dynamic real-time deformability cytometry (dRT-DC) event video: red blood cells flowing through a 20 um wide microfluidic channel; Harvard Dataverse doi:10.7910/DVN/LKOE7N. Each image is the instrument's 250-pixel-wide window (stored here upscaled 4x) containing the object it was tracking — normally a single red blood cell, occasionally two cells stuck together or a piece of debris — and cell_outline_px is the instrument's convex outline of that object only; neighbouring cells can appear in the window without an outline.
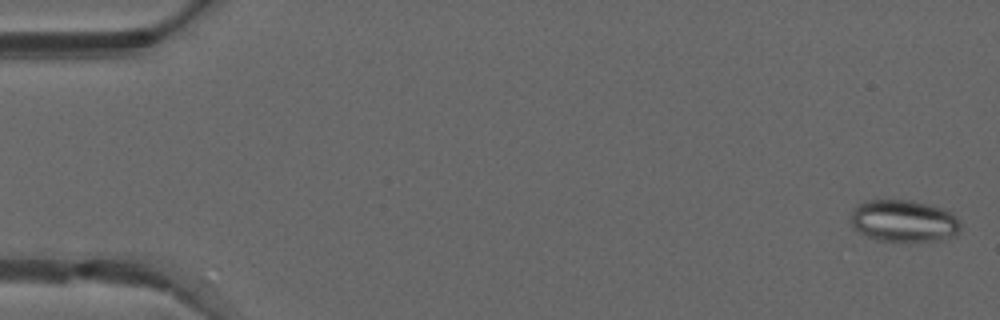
{"species": "common noctule bat (a hibernating species)", "species_latin": "Nyctalus noctula", "temperature_condition": "warm", "stored_images_in_passage": 50, "camera_frame_rate_fps": 3000, "um_per_image_px": 0.085, "animal": {"sex": "male", "forearm_length_mm": 52.5}, "frame": {"image": 1, "passage_image": 1, "time_ms": 0.0, "image_size_px": [1000, 320], "cell_outline_px": [[960, 232], [956, 236], [940, 240], [908, 244], [876, 240], [852, 228], [852, 212], [864, 200], [912, 200], [932, 204], [952, 212], [956, 216], [960, 224]], "centroid_in_image_um": [76.88, 18.82], "position_along_channel_um": 8.1, "area_um2": 27.74}}
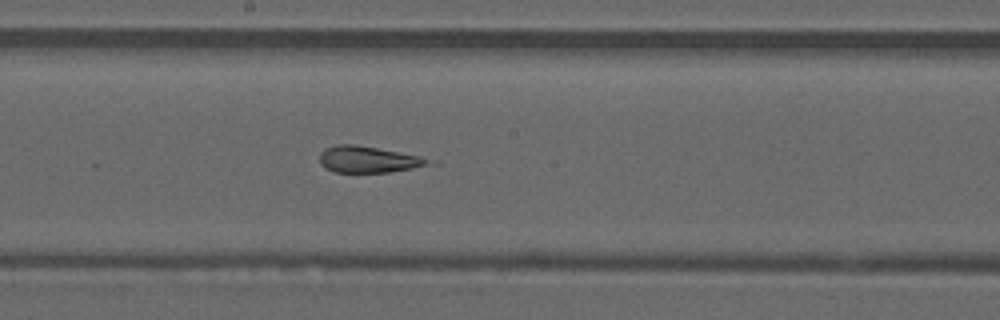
{"frame": {"image": 2, "passage_image": 27, "time_ms": 8.667, "image_size_px": [1000, 320], "cell_outline_px": [[440, 164], [388, 172], [332, 172], [324, 168], [320, 164], [320, 152], [324, 148], [340, 144], [352, 144], [376, 148], [420, 156], [436, 160]], "centroid_in_image_um": [31.38, 13.57], "position_along_channel_um": 216.8, "area_um2": 17.05}}
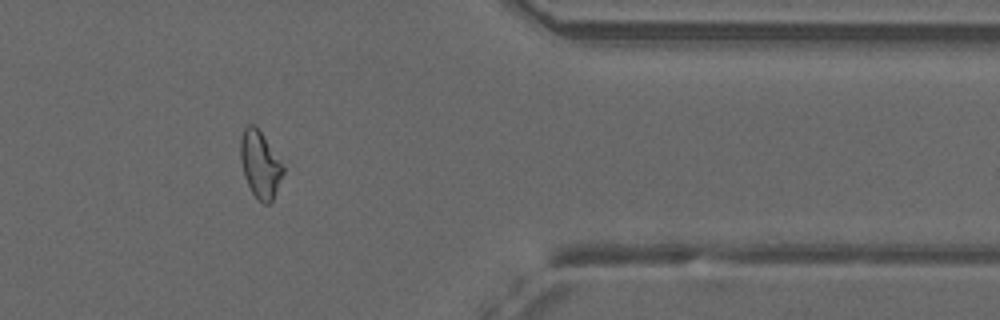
{"frame": {"image": 3, "passage_image": 41, "time_ms": 13.333, "image_size_px": [1000, 320], "cell_outline_px": [[284, 172], [272, 200], [268, 204], [264, 204], [252, 192], [244, 176], [240, 160], [240, 136], [244, 124], [252, 124], [260, 132], [284, 168]], "centroid_in_image_um": [22.06, 13.96], "position_along_channel_um": 389.3, "area_um2": 16.18}, "authors_computed_cell_mechanics": {"area_um2": 18.5827, "velocity_mm_per_s": 4.1286, "shape_relaxation_time_tau1_ms": null, "shape_relaxation_time_tau2_ms": 1.8373, "deformation_change_tau1": null, "deformation_change_tau2": 0.0948}}